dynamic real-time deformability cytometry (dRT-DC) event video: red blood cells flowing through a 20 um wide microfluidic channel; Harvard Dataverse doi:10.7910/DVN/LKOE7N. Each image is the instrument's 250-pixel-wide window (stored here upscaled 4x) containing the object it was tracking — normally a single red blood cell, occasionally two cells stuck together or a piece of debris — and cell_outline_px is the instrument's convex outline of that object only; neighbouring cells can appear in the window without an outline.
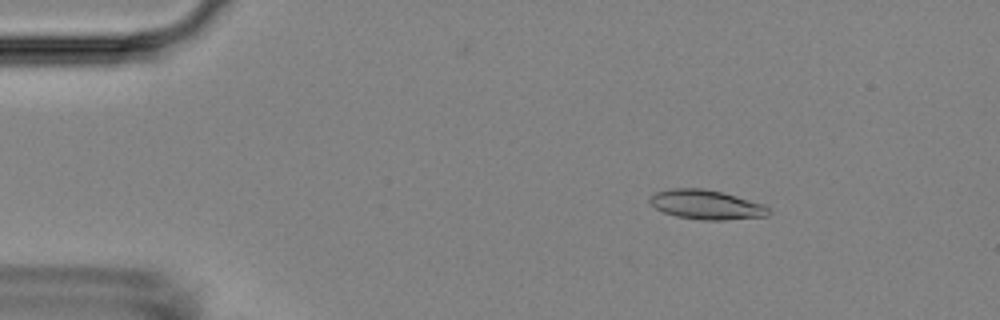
{"species": "Egyptian fruit bat (a non-hibernating species)", "species_latin": "Rousettus aegyptiacus", "temperature_condition": "room temperature", "stored_images_in_passage": 20, "camera_frame_rate_fps": 3000, "um_per_image_px": 0.085, "animal": {"sex": "female"}, "frame": {"image": 1, "passage_image": 8, "time_ms": 2.333, "image_size_px": [1000, 320], "cell_outline_px": [[772, 212], [768, 216], [724, 220], [700, 220], [676, 216], [664, 212], [656, 208], [648, 200], [648, 196], [656, 192], [672, 188], [704, 188], [736, 196], [764, 204]], "centroid_in_image_um": [60.03, 17.4], "position_along_channel_um": 25.0, "area_um2": 20.4}}
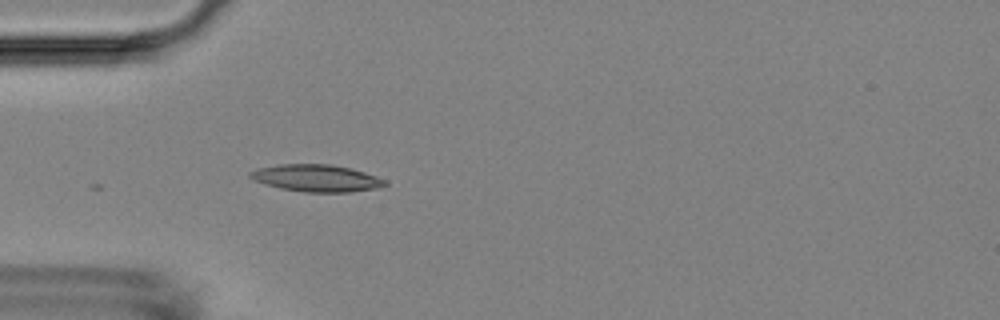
{"frame": {"image": 2, "passage_image": 16, "time_ms": 5.0, "image_size_px": [1000, 320], "cell_outline_px": [[388, 184], [380, 188], [348, 192], [304, 192], [280, 188], [264, 184], [252, 180], [248, 176], [248, 172], [256, 168], [280, 164], [332, 164], [352, 168], [388, 180]], "centroid_in_image_um": [26.89, 15.14], "position_along_channel_um": 58.1, "area_um2": 21.62}}